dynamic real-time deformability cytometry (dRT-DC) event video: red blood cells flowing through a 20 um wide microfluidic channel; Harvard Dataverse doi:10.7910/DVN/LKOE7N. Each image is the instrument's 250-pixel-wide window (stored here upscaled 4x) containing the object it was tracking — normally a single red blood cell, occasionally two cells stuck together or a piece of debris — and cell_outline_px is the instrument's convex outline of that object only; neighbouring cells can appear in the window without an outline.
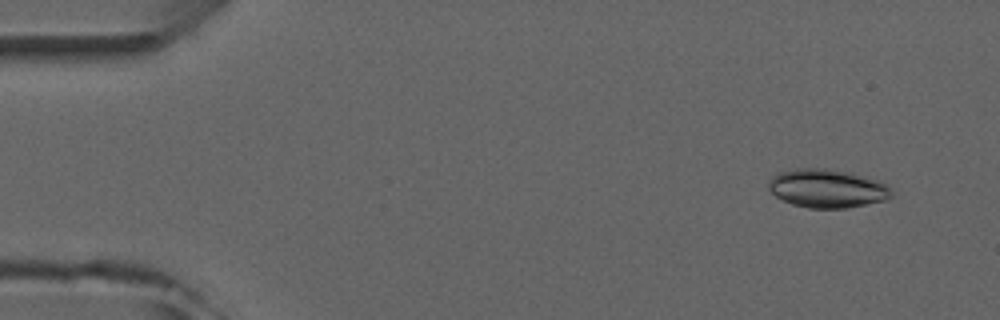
{"species": "common noctule bat (a hibernating species)", "species_latin": "Nyctalus noctula", "temperature_condition": "room temperature", "stored_images_in_passage": 4, "camera_frame_rate_fps": 3000, "um_per_image_px": 0.085, "animal": {"sex": "male", "forearm_length_mm": 52.5}, "frame": {"image": 1, "passage_image": 1, "time_ms": 0.0, "image_size_px": [1000, 320], "cell_outline_px": [[892, 196], [884, 200], [848, 208], [808, 208], [792, 204], [776, 196], [768, 188], [768, 180], [776, 172], [796, 168], [824, 168], [852, 172], [876, 180], [892, 188]], "centroid_in_image_um": [70.28, 16.0], "position_along_channel_um": 14.7, "area_um2": 27.74}}
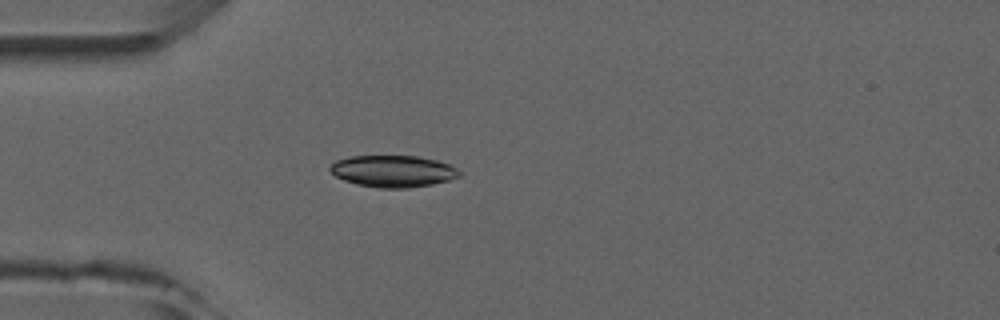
{"frame": {"image": 2, "passage_image": 4, "time_ms": 3.333, "image_size_px": [1000, 320], "cell_outline_px": [[460, 176], [448, 180], [432, 184], [408, 188], [380, 188], [356, 184], [344, 180], [336, 176], [328, 168], [336, 160], [348, 156], [416, 156], [436, 160], [448, 164], [456, 168], [460, 172]], "centroid_in_image_um": [33.38, 14.55], "position_along_channel_um": 51.6, "area_um2": 23.81}}